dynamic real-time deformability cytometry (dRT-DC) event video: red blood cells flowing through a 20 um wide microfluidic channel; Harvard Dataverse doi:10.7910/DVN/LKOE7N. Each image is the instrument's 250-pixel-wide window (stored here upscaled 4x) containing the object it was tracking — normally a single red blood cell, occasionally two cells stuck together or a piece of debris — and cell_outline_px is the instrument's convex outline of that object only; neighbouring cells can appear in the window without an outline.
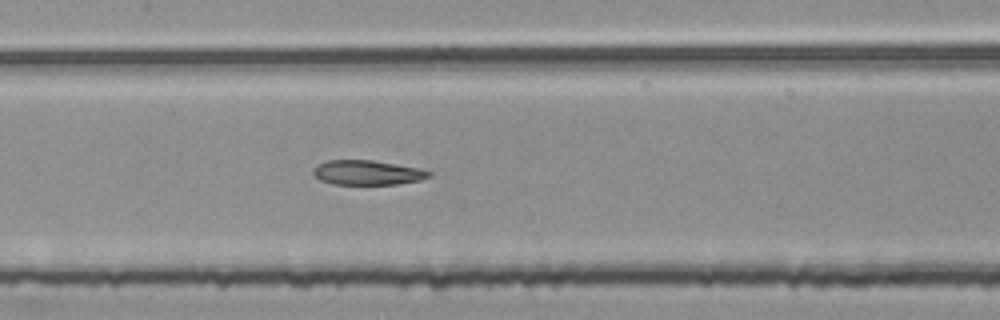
{"species": "common noctule bat (a hibernating species)", "species_latin": "Nyctalus noctula", "temperature_condition": "room temperature", "stored_images_in_passage": 48, "segment_of_instrument_passage": [2, 2], "camera_frame_rate_fps": 3000, "um_per_image_px": 0.085, "animal": {"sex": "female", "body_mass_g": 25.1}, "frame": {"image": 1, "passage_image": 20, "time_ms": 6.333, "image_size_px": [1000, 320], "cell_outline_px": [[432, 176], [420, 180], [396, 184], [332, 184], [320, 180], [312, 172], [312, 168], [316, 164], [324, 160], [372, 160], [420, 168], [432, 172]], "centroid_in_image_um": [31.2, 14.66], "position_along_channel_um": 176.2, "area_um2": 16.76}}
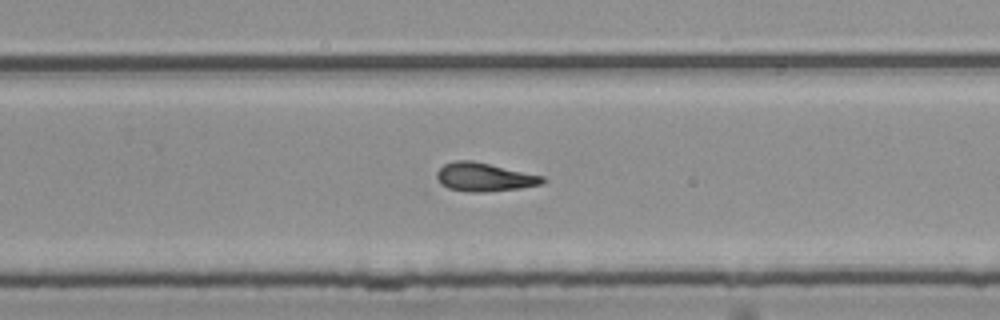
{"frame": {"image": 2, "passage_image": 29, "time_ms": 9.333, "image_size_px": [1000, 320], "cell_outline_px": [[548, 180], [544, 184], [520, 188], [484, 192], [468, 192], [448, 188], [440, 184], [436, 176], [436, 172], [444, 164], [456, 160], [472, 160], [544, 176]], "centroid_in_image_um": [41.18, 15.05], "position_along_channel_um": 288.6, "area_um2": 17.74}}
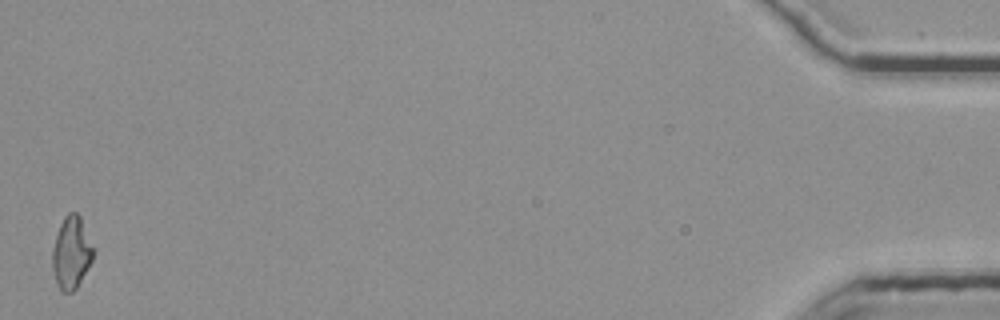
{"frame": {"image": 3, "passage_image": 48, "time_ms": 15.667, "image_size_px": [1000, 320], "cell_outline_px": [[96, 252], [92, 260], [76, 288], [72, 292], [60, 292], [52, 268], [52, 252], [56, 236], [60, 224], [64, 216], [68, 212], [76, 212], [80, 216]], "centroid_in_image_um": [6.07, 21.47], "position_along_channel_um": 429.1, "area_um2": 17.22}}